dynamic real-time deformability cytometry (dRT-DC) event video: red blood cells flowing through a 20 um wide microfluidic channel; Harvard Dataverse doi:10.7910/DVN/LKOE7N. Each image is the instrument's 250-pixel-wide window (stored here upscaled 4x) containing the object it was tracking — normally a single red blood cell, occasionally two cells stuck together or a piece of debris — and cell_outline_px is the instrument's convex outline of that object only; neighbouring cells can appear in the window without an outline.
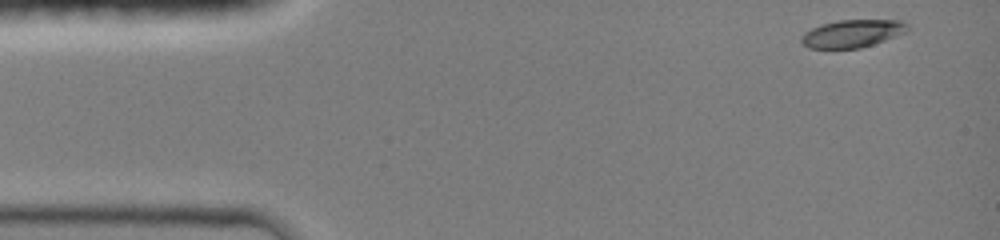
{"species": "common noctule bat (a hibernating species)", "species_latin": "Nyctalus noctula", "temperature_condition": "room temperature", "stored_images_in_passage": 40, "camera_frame_rate_fps": 3000, "um_per_image_px": 0.085, "animal": {"sex": "female", "body_mass_g": 19.0, "forearm_length_mm": 51.5}, "frame": {"image": 1, "passage_image": 1, "time_ms": 0.0, "image_size_px": [1000, 240], "cell_outline_px": [[908, 32], [860, 48], [808, 48], [800, 40], [800, 36], [804, 32], [812, 28], [824, 24], [840, 20], [900, 20], [908, 24]], "centroid_in_image_um": [72.46, 2.85], "position_along_channel_um": 12.5, "area_um2": 16.99}}
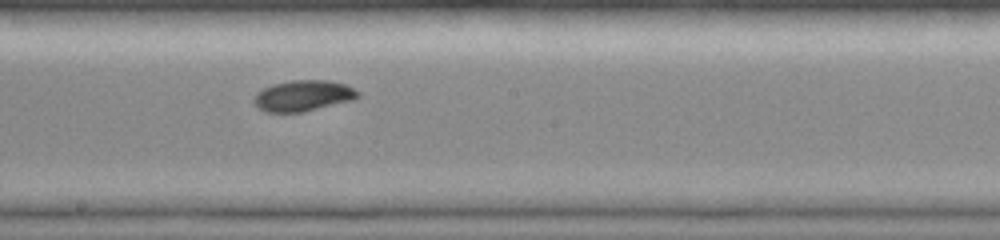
{"frame": {"image": 2, "passage_image": 23, "time_ms": 7.333, "image_size_px": [1000, 240], "cell_outline_px": [[360, 96], [356, 100], [304, 112], [264, 112], [252, 100], [256, 92], [272, 84], [292, 80], [328, 80], [348, 84], [360, 92]], "centroid_in_image_um": [25.83, 8.13], "position_along_channel_um": 222.4, "area_um2": 19.13}}
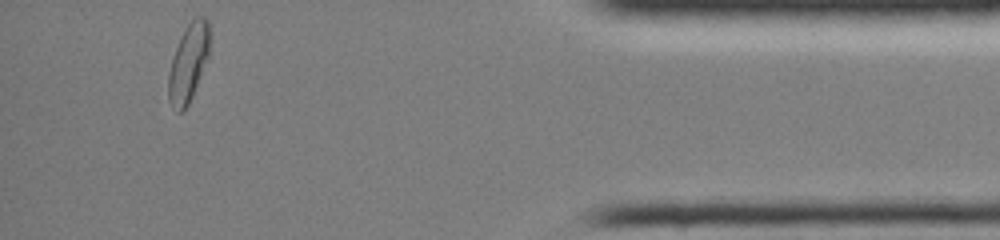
{"frame": {"image": 3, "passage_image": 40, "time_ms": 13.0, "image_size_px": [1000, 240], "cell_outline_px": [[212, 32], [208, 60], [192, 96], [184, 112], [176, 112], [168, 100], [168, 72], [176, 48], [188, 24], [196, 16], [204, 16], [208, 20]], "centroid_in_image_um": [16.06, 5.33], "position_along_channel_um": 419.1, "area_um2": 19.02}, "authors_computed_cell_mechanics": {"area_um2": 18.0625, "velocity_mm_per_s": 4.1988, "shape_relaxation_time_tau1_ms": 3.7073, "shape_relaxation_time_tau2_ms": null, "deformation_change_tau1": 0.1568, "deformation_change_tau2": null}}